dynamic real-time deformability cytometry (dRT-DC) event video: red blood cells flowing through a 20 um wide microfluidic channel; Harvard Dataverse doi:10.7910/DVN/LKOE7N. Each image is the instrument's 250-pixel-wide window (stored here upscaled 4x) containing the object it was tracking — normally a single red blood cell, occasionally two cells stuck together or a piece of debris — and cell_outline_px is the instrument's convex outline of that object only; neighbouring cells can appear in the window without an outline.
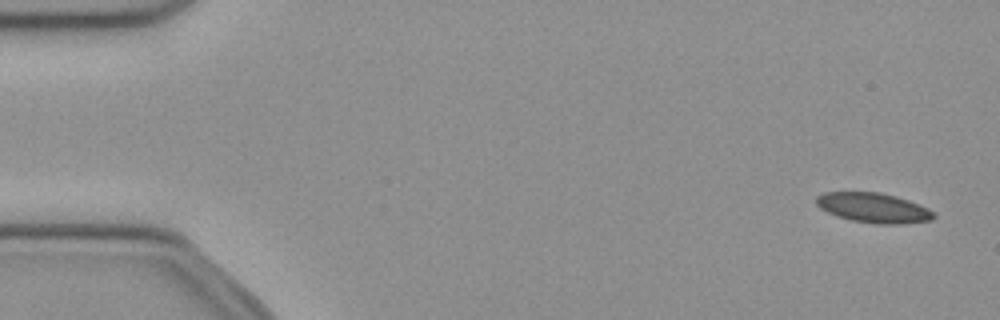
{"species": "common noctule bat (a hibernating species)", "species_latin": "Nyctalus noctula", "temperature_condition": "cold", "stored_images_in_passage": 52, "camera_frame_rate_fps": 3000, "um_per_image_px": 0.085, "animal": {"sex": "female", "body_mass_g": 21.9}, "frame": {"image": 1, "passage_image": 3, "time_ms": 0.667, "image_size_px": [1000, 320], "cell_outline_px": [[936, 216], [932, 220], [900, 224], [876, 224], [852, 220], [828, 212], [820, 208], [816, 204], [816, 196], [824, 192], [880, 192], [896, 196], [908, 200], [928, 208]], "centroid_in_image_um": [74.25, 17.66], "position_along_channel_um": 10.8, "area_um2": 20.29}}
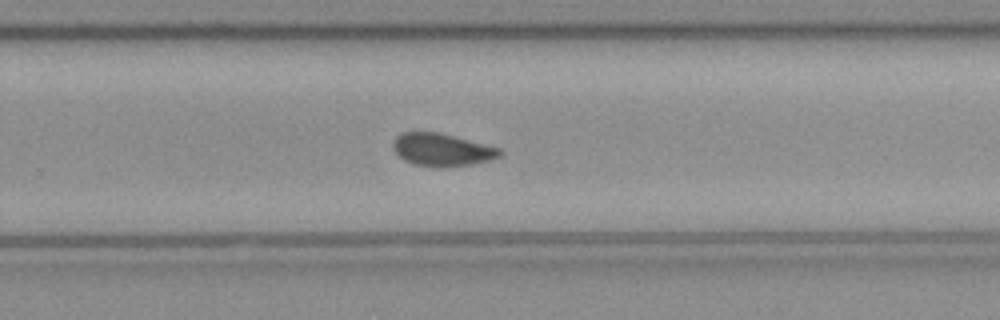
{"frame": {"image": 2, "passage_image": 34, "time_ms": 11.0, "image_size_px": [1000, 320], "cell_outline_px": [[504, 152], [500, 156], [492, 160], [472, 164], [444, 168], [412, 164], [404, 160], [392, 148], [392, 144], [396, 136], [400, 132], [440, 132], [500, 148]], "centroid_in_image_um": [37.57, 12.73], "position_along_channel_um": 292.2, "area_um2": 20.58}}
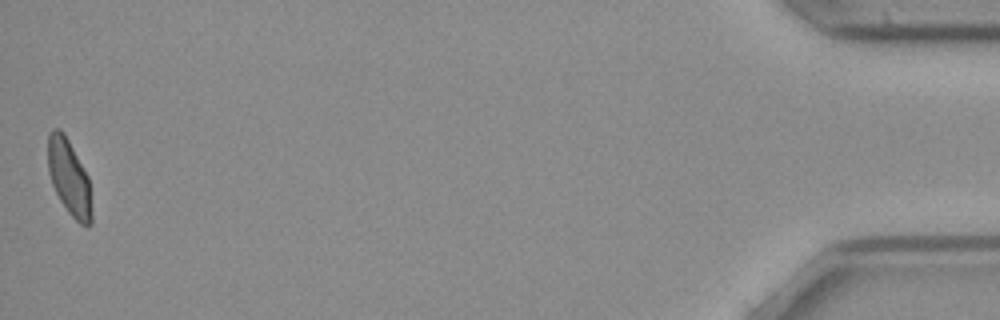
{"frame": {"image": 3, "passage_image": 52, "time_ms": 17.0, "image_size_px": [1000, 320], "cell_outline_px": [[92, 224], [88, 228], [80, 224], [68, 212], [60, 200], [52, 184], [48, 172], [48, 132], [52, 128], [60, 128], [64, 132], [88, 176], [92, 212]], "centroid_in_image_um": [5.87, 15.09], "position_along_channel_um": 429.3, "area_um2": 19.42}, "authors_computed_cell_mechanics": {"area_um2": 20.5768, "velocity_mm_per_s": 3.9678, "shape_relaxation_time_tau1_ms": 5.2118, "shape_relaxation_time_tau2_ms": 1.9861, "deformation_change_tau1": 0.1113, "deformation_change_tau2": 0.0684}}